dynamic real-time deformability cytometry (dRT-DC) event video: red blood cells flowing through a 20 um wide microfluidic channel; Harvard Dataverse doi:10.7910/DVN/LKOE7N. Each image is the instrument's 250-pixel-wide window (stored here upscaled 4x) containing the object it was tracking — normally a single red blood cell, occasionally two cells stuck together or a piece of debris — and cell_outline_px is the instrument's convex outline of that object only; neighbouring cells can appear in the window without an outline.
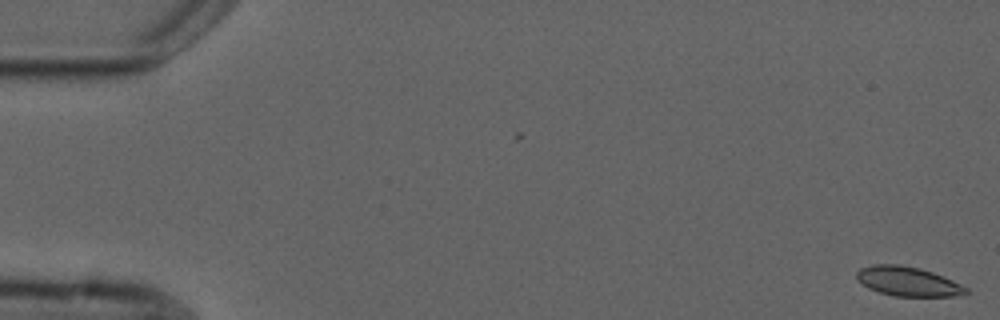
{"species": "common noctule bat (a hibernating species)", "species_latin": "Nyctalus noctula", "temperature_condition": "cold", "stored_images_in_passage": 6, "camera_frame_rate_fps": 3000, "um_per_image_px": 0.085, "animal": {"sex": "male", "forearm_length_mm": 52.5}, "frame": {"image": 1, "passage_image": 1, "time_ms": 0.0, "image_size_px": [1000, 320], "cell_outline_px": [[968, 292], [952, 296], [892, 296], [868, 288], [856, 276], [856, 272], [860, 268], [872, 264], [900, 264], [920, 268], [932, 272], [952, 280], [968, 288]], "centroid_in_image_um": [77.15, 23.91], "position_along_channel_um": 7.9, "area_um2": 18.55}}
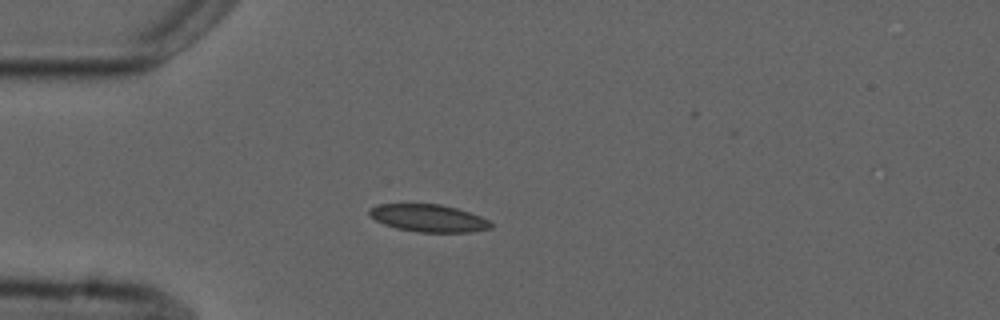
{"frame": {"image": 2, "passage_image": 5, "time_ms": 4.667, "image_size_px": [1000, 320], "cell_outline_px": [[492, 228], [472, 232], [416, 232], [396, 228], [384, 224], [376, 220], [368, 212], [372, 208], [380, 204], [440, 204], [456, 208], [480, 216], [488, 220], [492, 224]], "centroid_in_image_um": [36.45, 18.55], "position_along_channel_um": 48.5, "area_um2": 19.25}}